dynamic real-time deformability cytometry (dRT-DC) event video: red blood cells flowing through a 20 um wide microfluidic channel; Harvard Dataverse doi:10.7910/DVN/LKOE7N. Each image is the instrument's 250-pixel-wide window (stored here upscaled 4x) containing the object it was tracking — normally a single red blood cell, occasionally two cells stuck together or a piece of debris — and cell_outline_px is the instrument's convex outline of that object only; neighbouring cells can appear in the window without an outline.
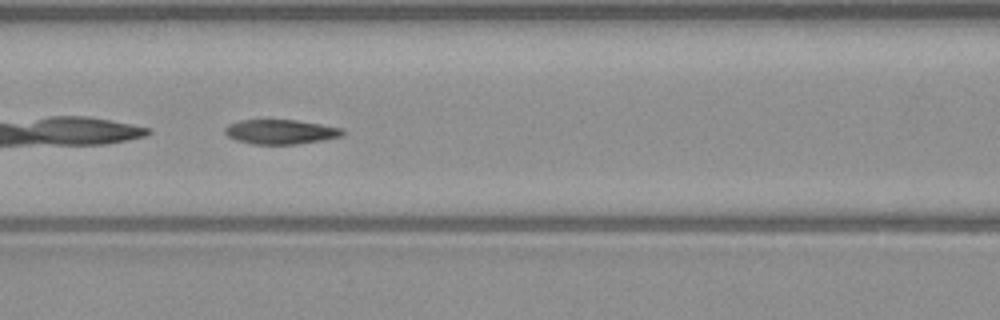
{"species": "common noctule bat (a hibernating species)", "species_latin": "Nyctalus noctula", "temperature_condition": "warm", "stored_images_in_passage": 35, "camera_frame_rate_fps": 3000, "um_per_image_px": 0.085, "animal": {"sex": "male", "body_mass_g": 23.1, "forearm_length_mm": 52.7}, "frame": {"image": 1, "passage_image": 6, "time_ms": 1.667, "image_size_px": [1000, 320], "cell_outline_px": [[344, 136], [296, 144], [252, 144], [236, 140], [228, 136], [224, 132], [224, 128], [228, 124], [240, 120], [296, 120], [344, 128]], "centroid_in_image_um": [23.85, 11.2], "position_along_channel_um": 142.8, "area_um2": 16.82}}